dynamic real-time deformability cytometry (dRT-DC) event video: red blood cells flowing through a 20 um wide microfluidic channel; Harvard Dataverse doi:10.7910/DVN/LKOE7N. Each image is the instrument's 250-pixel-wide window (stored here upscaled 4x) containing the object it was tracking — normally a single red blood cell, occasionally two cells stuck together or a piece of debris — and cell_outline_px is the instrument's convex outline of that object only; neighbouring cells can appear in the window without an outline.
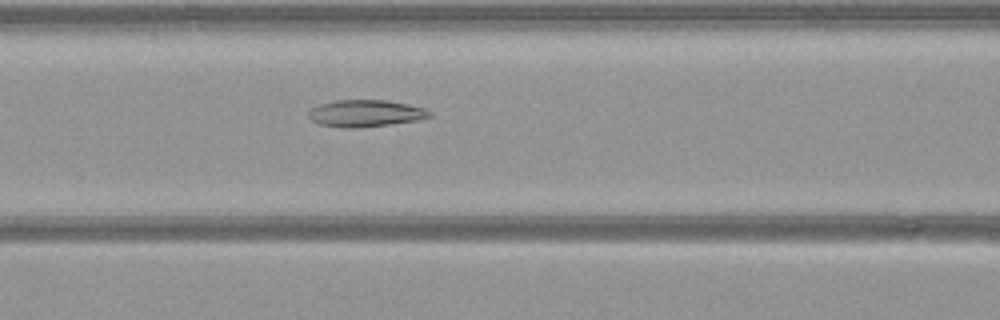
{"species": "common noctule bat (a hibernating species)", "species_latin": "Nyctalus noctula", "temperature_condition": "warm", "stored_images_in_passage": 49, "camera_frame_rate_fps": 3000, "um_per_image_px": 0.085, "animal": {"sex": "female", "body_mass_g": 21.9}, "frame": {"image": 1, "passage_image": 18, "time_ms": 5.667, "image_size_px": [1000, 320], "cell_outline_px": [[432, 116], [416, 120], [388, 124], [352, 128], [344, 128], [320, 124], [312, 120], [308, 116], [308, 112], [312, 108], [320, 104], [336, 100], [384, 100], [408, 104], [424, 108], [432, 112]], "centroid_in_image_um": [31.06, 9.62], "position_along_channel_um": 135.5, "area_um2": 18.73}}
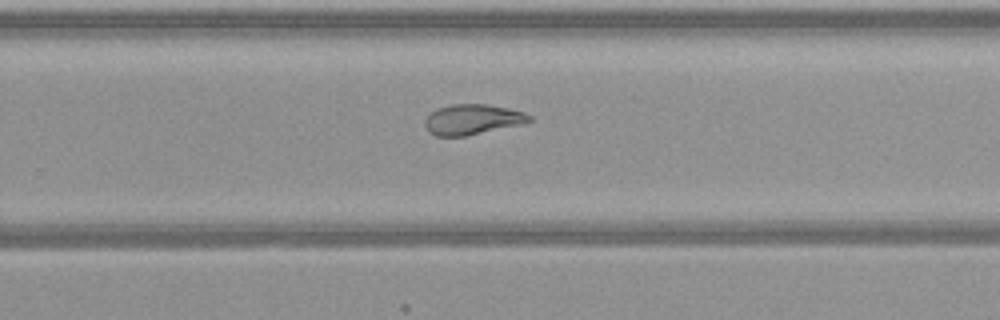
{"frame": {"image": 2, "passage_image": 30, "time_ms": 9.667, "image_size_px": [1000, 320], "cell_outline_px": [[532, 120], [520, 124], [464, 136], [436, 136], [428, 132], [424, 124], [424, 120], [436, 108], [452, 104], [488, 104], [508, 108], [524, 112], [532, 116]], "centroid_in_image_um": [40.12, 10.14], "position_along_channel_um": 289.7, "area_um2": 18.32}}
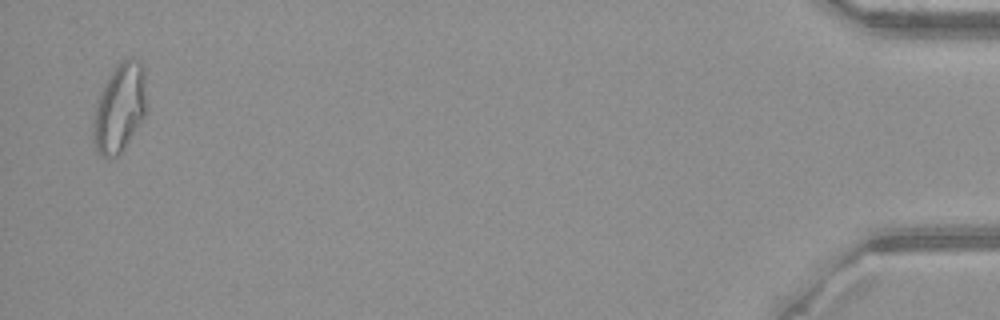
{"frame": {"image": 3, "passage_image": 48, "time_ms": 15.667, "image_size_px": [1000, 320], "cell_outline_px": [[148, 108], [144, 116], [124, 148], [116, 156], [104, 160], [100, 156], [92, 140], [92, 124], [96, 104], [104, 84], [108, 76], [120, 60], [132, 56], [140, 60], [144, 64], [148, 104]], "centroid_in_image_um": [10.19, 9.13], "position_along_channel_um": 425.0, "area_um2": 28.38}}